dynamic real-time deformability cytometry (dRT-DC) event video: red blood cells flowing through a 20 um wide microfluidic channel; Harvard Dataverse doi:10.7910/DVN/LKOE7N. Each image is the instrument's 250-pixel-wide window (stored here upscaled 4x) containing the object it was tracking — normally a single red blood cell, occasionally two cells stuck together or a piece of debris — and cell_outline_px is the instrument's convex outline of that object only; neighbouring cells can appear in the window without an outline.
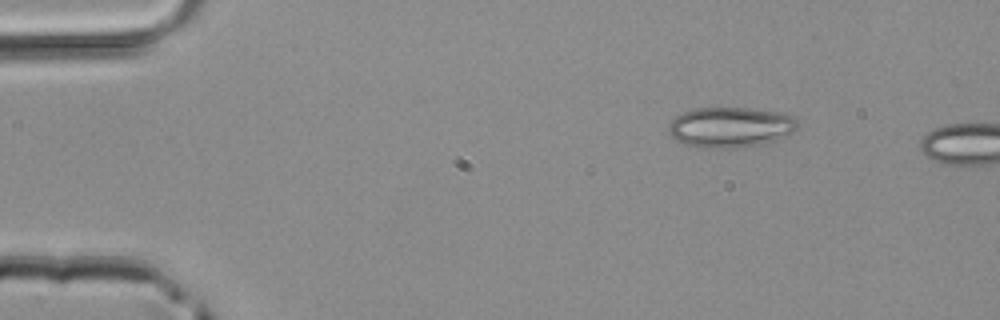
{"species": "common noctule bat (a hibernating species)", "species_latin": "Nyctalus noctula", "temperature_condition": "room temperature", "stored_images_in_passage": 2, "camera_frame_rate_fps": 3000, "um_per_image_px": 0.085, "animal": {"sex": "male", "body_mass_g": 20.4}, "frame": {"image": 1, "passage_image": 1, "time_ms": 0.0, "image_size_px": [1000, 320], "cell_outline_px": [[800, 124], [792, 132], [776, 140], [764, 144], [736, 148], [708, 148], [684, 144], [676, 140], [668, 132], [668, 124], [676, 116], [692, 108], [748, 108], [780, 112], [796, 116]], "centroid_in_image_um": [62.11, 10.81], "position_along_channel_um": 22.9, "area_um2": 30.63}}